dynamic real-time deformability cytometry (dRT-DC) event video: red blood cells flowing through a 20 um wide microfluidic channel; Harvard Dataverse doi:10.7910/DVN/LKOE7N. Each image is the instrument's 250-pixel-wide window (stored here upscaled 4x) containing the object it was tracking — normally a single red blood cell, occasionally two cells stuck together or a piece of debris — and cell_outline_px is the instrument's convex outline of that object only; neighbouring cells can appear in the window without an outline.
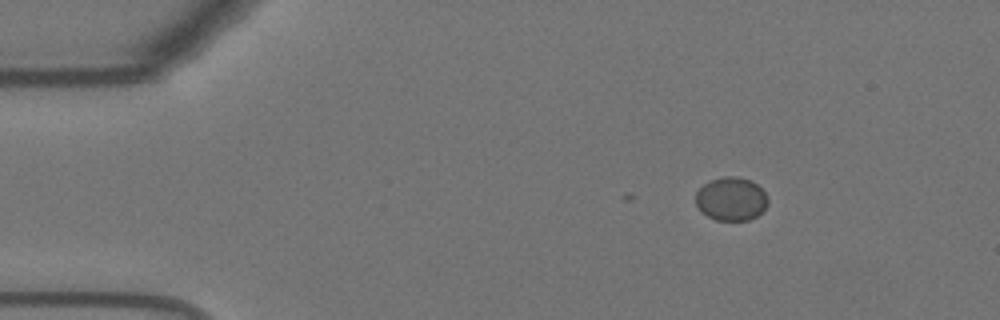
{"species": "Egyptian fruit bat (a non-hibernating species)", "species_latin": "Rousettus aegyptiacus", "temperature_condition": "warm", "stored_images_in_passage": 6, "camera_frame_rate_fps": 3000, "um_per_image_px": 0.085, "animal": {"sex": "female"}, "frame": {"image": 1, "passage_image": 1, "time_ms": 0.0, "image_size_px": [1000, 320], "cell_outline_px": [[768, 204], [756, 216], [748, 220], [716, 220], [700, 212], [696, 204], [696, 192], [708, 180], [724, 176], [736, 176], [752, 180], [764, 192], [768, 200]], "centroid_in_image_um": [62.12, 16.89], "position_along_channel_um": 22.9, "area_um2": 18.32}}